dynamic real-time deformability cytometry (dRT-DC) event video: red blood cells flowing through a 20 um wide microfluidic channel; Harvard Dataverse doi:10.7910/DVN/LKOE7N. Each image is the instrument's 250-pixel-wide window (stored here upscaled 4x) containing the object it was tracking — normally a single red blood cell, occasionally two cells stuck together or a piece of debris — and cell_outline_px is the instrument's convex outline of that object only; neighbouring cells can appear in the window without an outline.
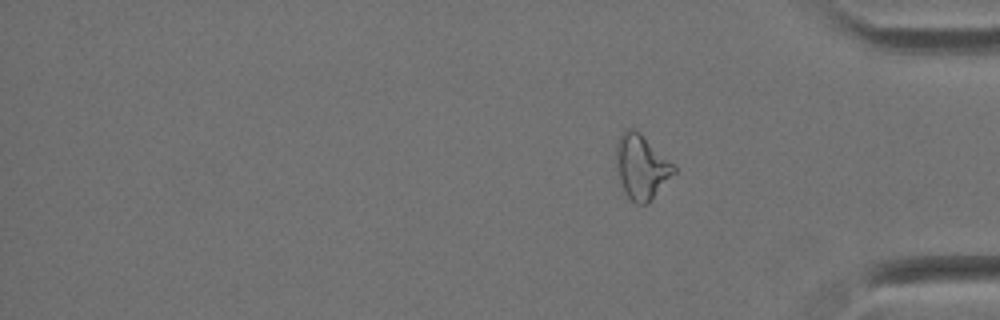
{"species": "Egyptian fruit bat (a non-hibernating species)", "species_latin": "Rousettus aegyptiacus", "temperature_condition": "cold", "stored_images_in_passage": 17, "segment_of_instrument_passage": [2, 2], "camera_frame_rate_fps": 3000, "um_per_image_px": 0.085, "animal": {"sex": "female"}, "frame": {"image": 1, "passage_image": 17, "time_ms": 5.333, "image_size_px": [1000, 320], "cell_outline_px": [[676, 172], [648, 204], [636, 204], [628, 196], [620, 180], [616, 160], [616, 144], [620, 136], [628, 128], [632, 128], [640, 132], [676, 168]], "centroid_in_image_um": [54.53, 14.19], "position_along_channel_um": 380.7, "area_um2": 21.15}}